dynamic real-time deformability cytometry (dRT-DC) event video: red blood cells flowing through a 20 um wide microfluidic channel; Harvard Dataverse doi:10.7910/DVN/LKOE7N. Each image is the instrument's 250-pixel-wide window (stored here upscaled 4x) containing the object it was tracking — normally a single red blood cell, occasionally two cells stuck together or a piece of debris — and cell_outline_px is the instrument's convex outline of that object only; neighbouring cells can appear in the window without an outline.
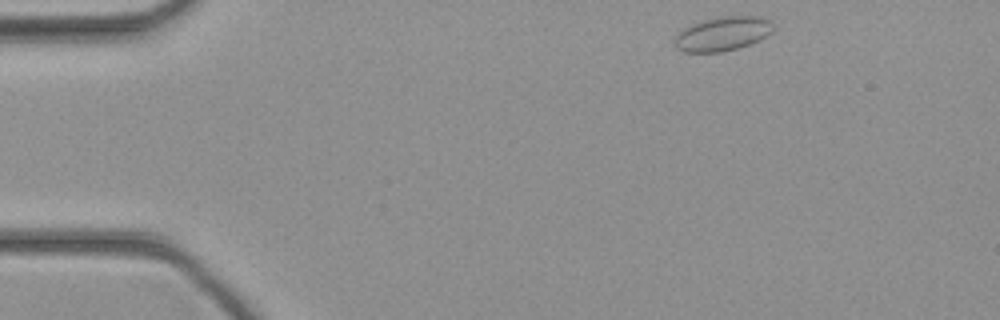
{"species": "common noctule bat (a hibernating species)", "species_latin": "Nyctalus noctula", "temperature_condition": "cold", "stored_images_in_passage": 40, "camera_frame_rate_fps": 3000, "um_per_image_px": 0.085, "animal": {"sex": "female", "body_mass_g": 21.9}, "frame": {"image": 1, "passage_image": 1, "time_ms": 0.0, "image_size_px": [1000, 320], "cell_outline_px": [[776, 28], [768, 36], [760, 40], [736, 48], [720, 52], [684, 52], [676, 48], [676, 36], [684, 28], [692, 24], [704, 20], [724, 16], [760, 16], [772, 20]], "centroid_in_image_um": [61.5, 2.86], "position_along_channel_um": 23.5, "area_um2": 19.59}}
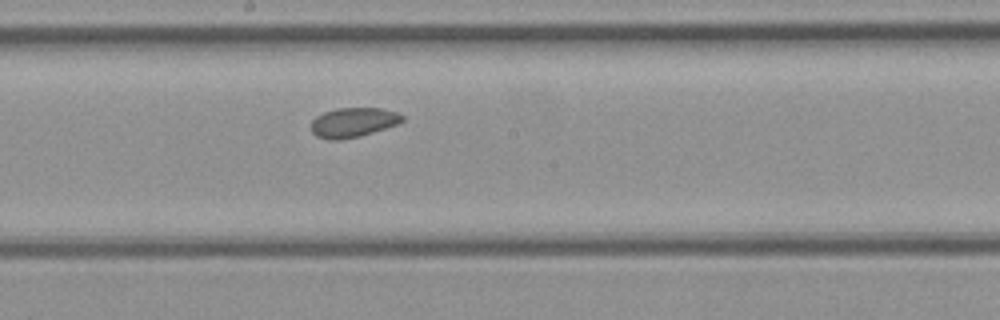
{"frame": {"image": 2, "passage_image": 19, "time_ms": 6.0, "image_size_px": [1000, 320], "cell_outline_px": [[404, 120], [400, 124], [360, 136], [340, 140], [328, 140], [316, 136], [312, 132], [312, 120], [316, 116], [324, 112], [336, 108], [380, 108], [396, 112], [404, 116]], "centroid_in_image_um": [30.04, 10.41], "position_along_channel_um": 218.2, "area_um2": 15.84}}
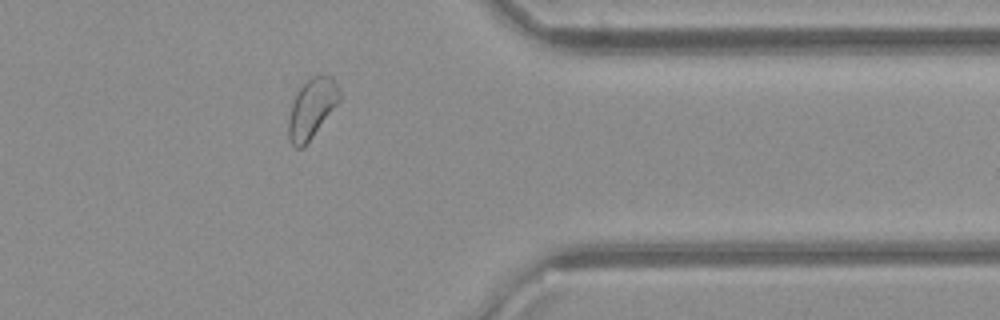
{"frame": {"image": 3, "passage_image": 31, "time_ms": 10.0, "image_size_px": [1000, 320], "cell_outline_px": [[340, 100], [312, 136], [300, 148], [296, 148], [292, 144], [288, 136], [288, 120], [292, 104], [300, 88], [312, 76], [320, 72], [332, 76], [340, 88]], "centroid_in_image_um": [26.52, 9.14], "position_along_channel_um": 384.9, "area_um2": 17.4}}